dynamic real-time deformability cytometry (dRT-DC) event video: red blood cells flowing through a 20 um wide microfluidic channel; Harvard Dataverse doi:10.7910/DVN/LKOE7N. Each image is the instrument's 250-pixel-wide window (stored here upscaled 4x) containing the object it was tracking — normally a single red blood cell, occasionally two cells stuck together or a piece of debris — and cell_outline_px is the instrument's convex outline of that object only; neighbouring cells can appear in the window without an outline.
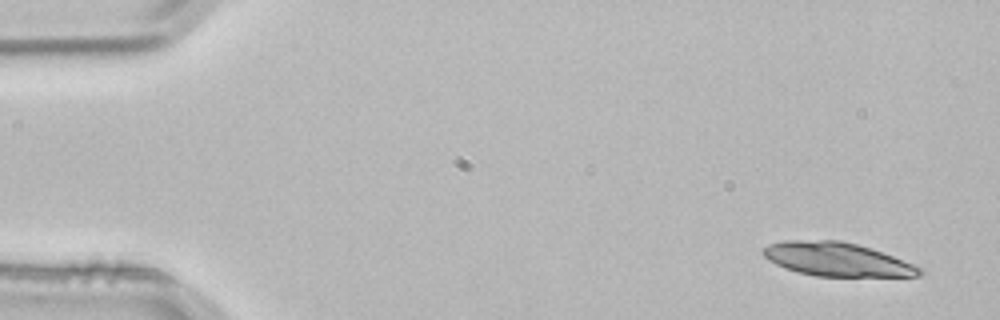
{"species": "common noctule bat (a hibernating species)", "species_latin": "Nyctalus noctula", "temperature_condition": "room temperature", "stored_images_in_passage": 3, "camera_frame_rate_fps": 3000, "um_per_image_px": 0.085, "animal": {"sex": "male", "body_mass_g": 21.5, "forearm_length_mm": 52.0}, "frame": {"image": 1, "passage_image": 1, "time_ms": 0.0, "image_size_px": [1000, 320], "cell_outline_px": [[924, 272], [920, 276], [816, 276], [784, 268], [768, 260], [764, 256], [764, 248], [768, 244], [784, 240], [840, 240], [856, 244], [892, 256], [912, 264], [920, 268]], "centroid_in_image_um": [71.1, 22.04], "position_along_channel_um": 13.9, "area_um2": 30.23}}